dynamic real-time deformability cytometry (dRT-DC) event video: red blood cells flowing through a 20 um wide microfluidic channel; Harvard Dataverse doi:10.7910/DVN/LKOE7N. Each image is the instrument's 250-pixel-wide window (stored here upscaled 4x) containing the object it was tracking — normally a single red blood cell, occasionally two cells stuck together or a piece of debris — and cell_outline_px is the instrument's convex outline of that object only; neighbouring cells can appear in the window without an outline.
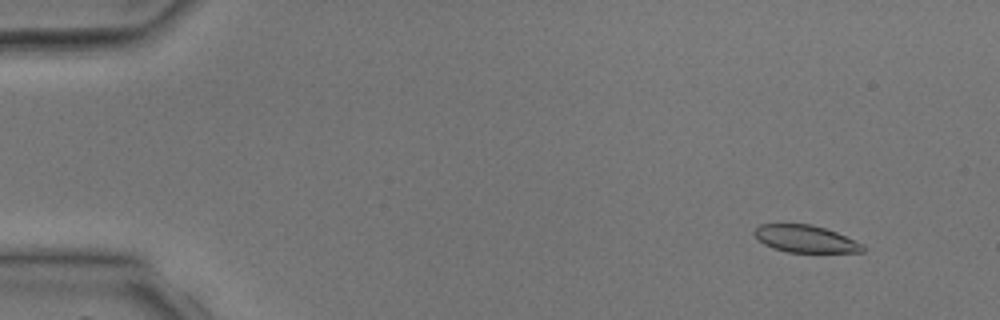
{"species": "common noctule bat (a hibernating species)", "species_latin": "Nyctalus noctula", "temperature_condition": "room temperature", "stored_images_in_passage": 3, "camera_frame_rate_fps": 3000, "um_per_image_px": 0.085, "animal": {"sex": "male", "body_mass_g": 17.9, "forearm_length_mm": 54.2}, "frame": {"image": 1, "passage_image": 1, "time_ms": 0.0, "image_size_px": [1000, 320], "cell_outline_px": [[864, 252], [788, 252], [772, 248], [764, 244], [752, 232], [760, 224], [812, 224], [836, 232], [864, 244]], "centroid_in_image_um": [68.46, 20.3], "position_along_channel_um": 16.5, "area_um2": 17.11}}